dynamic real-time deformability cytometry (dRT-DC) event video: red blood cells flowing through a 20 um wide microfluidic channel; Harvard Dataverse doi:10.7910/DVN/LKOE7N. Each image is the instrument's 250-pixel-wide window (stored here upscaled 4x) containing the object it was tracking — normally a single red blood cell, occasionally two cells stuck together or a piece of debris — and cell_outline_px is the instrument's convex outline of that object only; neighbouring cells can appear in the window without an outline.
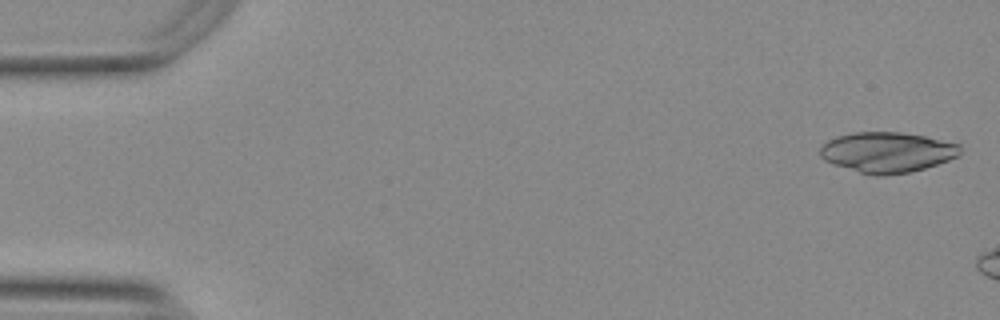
{"species": "Egyptian fruit bat (a non-hibernating species)", "species_latin": "Rousettus aegyptiacus", "temperature_condition": "warm", "stored_images_in_passage": 45, "camera_frame_rate_fps": 3000, "um_per_image_px": 0.085, "animal": {"sex": "female"}, "frame": {"image": 1, "passage_image": 1, "time_ms": 0.0, "image_size_px": [1000, 320], "cell_outline_px": [[960, 156], [924, 168], [908, 172], [884, 176], [876, 176], [860, 172], [824, 160], [820, 156], [820, 148], [828, 140], [836, 136], [856, 132], [900, 132], [924, 136], [960, 144]], "centroid_in_image_um": [75.42, 12.93], "position_along_channel_um": 9.6, "area_um2": 32.71}}